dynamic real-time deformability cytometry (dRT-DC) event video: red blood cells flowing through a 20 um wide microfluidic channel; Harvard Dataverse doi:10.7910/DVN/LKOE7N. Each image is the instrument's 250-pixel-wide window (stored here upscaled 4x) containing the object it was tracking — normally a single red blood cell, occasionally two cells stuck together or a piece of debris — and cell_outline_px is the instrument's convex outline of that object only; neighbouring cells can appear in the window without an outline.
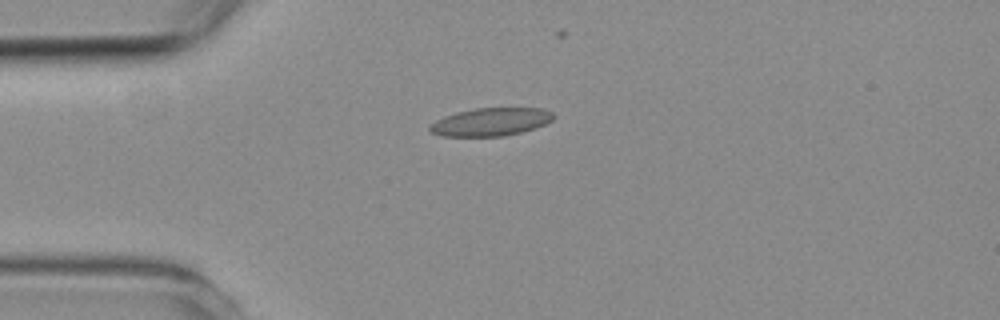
{"species": "common noctule bat (a hibernating species)", "species_latin": "Nyctalus noctula", "temperature_condition": "room temperature", "stored_images_in_passage": 3, "camera_frame_rate_fps": 3000, "um_per_image_px": 0.085, "animal": {"sex": "female", "body_mass_g": 19.3, "forearm_length_mm": 54.1}, "frame": {"image": 1, "passage_image": 2, "time_ms": 1.333, "image_size_px": [1000, 320], "cell_outline_px": [[556, 116], [552, 120], [544, 124], [520, 132], [504, 136], [440, 136], [432, 132], [428, 128], [436, 120], [444, 116], [476, 108], [540, 108], [552, 112]], "centroid_in_image_um": [41.72, 10.36], "position_along_channel_um": 43.3, "area_um2": 19.88}}